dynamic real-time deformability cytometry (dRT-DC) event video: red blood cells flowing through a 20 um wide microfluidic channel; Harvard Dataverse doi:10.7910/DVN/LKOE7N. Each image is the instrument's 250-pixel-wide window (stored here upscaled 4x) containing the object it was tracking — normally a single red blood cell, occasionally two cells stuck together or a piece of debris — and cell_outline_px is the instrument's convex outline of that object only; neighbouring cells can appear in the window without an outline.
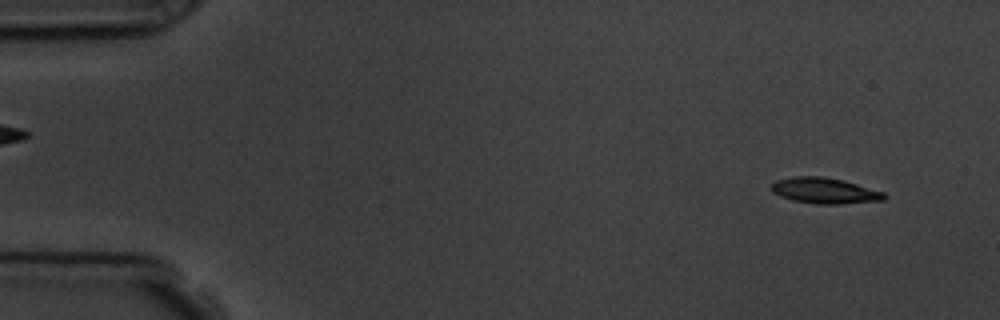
{"species": "common noctule bat (a hibernating species)", "species_latin": "Nyctalus noctula", "temperature_condition": "room temperature", "stored_images_in_passage": 4, "camera_frame_rate_fps": 3000, "um_per_image_px": 0.085, "animal": {"sex": "male", "body_mass_g": 19.5, "forearm_length_mm": 54.6}, "frame": {"image": 1, "passage_image": 1, "time_ms": 0.0, "image_size_px": [1000, 320], "cell_outline_px": [[888, 196], [884, 200], [840, 204], [816, 204], [792, 200], [780, 196], [772, 192], [772, 184], [776, 180], [792, 176], [820, 176], [844, 180], [884, 192]], "centroid_in_image_um": [70.1, 16.2], "position_along_channel_um": 14.9, "area_um2": 17.05}}
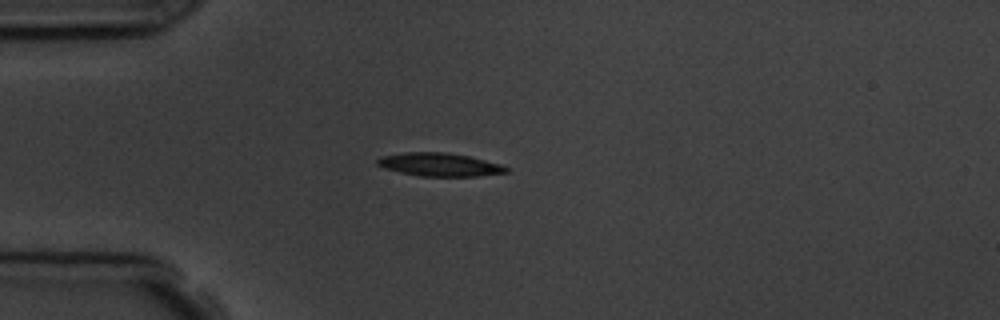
{"frame": {"image": 2, "passage_image": 4, "time_ms": 3.333, "image_size_px": [1000, 320], "cell_outline_px": [[508, 172], [480, 176], [420, 176], [400, 172], [384, 168], [376, 164], [376, 160], [380, 156], [404, 152], [444, 152], [468, 156], [500, 164], [508, 168]], "centroid_in_image_um": [37.32, 13.99], "position_along_channel_um": 47.7, "area_um2": 17.4}}